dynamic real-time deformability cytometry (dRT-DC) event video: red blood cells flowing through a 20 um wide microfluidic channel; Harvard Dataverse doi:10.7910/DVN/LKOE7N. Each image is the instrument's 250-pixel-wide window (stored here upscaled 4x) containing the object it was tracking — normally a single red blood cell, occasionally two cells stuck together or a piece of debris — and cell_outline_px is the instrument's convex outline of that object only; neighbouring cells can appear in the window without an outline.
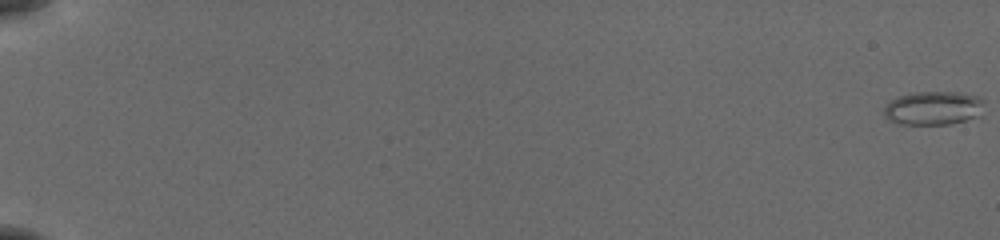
{"species": "common noctule bat (a hibernating species)", "species_latin": "Nyctalus noctula", "temperature_condition": "cold", "stored_images_in_passage": 56, "camera_frame_rate_fps": 3000, "um_per_image_px": 0.085, "animal": {"sex": "female", "body_mass_g": 19.5, "forearm_length_mm": 54.1}, "frame": {"image": 1, "passage_image": 1, "time_ms": 0.0, "image_size_px": [1000, 240], "cell_outline_px": [[984, 100], [980, 116], [948, 124], [900, 124], [884, 116], [884, 108], [892, 100], [900, 96], [916, 92], [956, 92], [976, 96]], "centroid_in_image_um": [79.35, 9.19], "position_along_channel_um": 5.6, "area_um2": 19.36}}
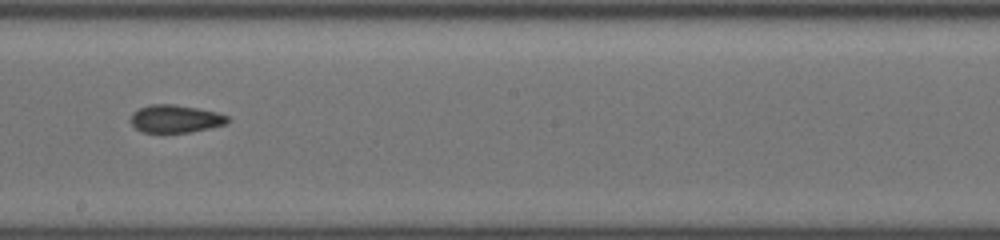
{"frame": {"image": 2, "passage_image": 35, "time_ms": 11.333, "image_size_px": [1000, 240], "cell_outline_px": [[228, 120], [224, 124], [208, 128], [188, 132], [140, 132], [132, 124], [132, 112], [140, 108], [152, 104], [172, 104], [196, 108], [216, 112], [228, 116]], "centroid_in_image_um": [14.88, 10.09], "position_along_channel_um": 233.3, "area_um2": 15.32}}
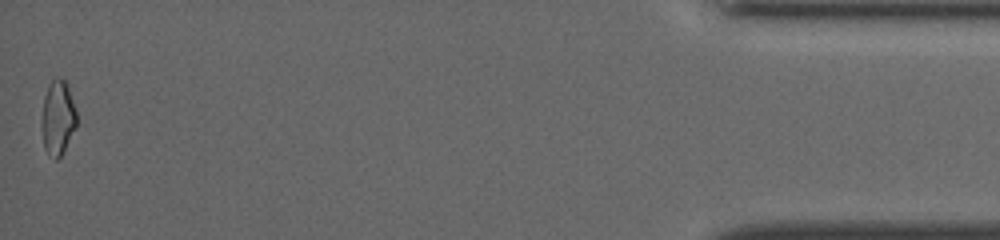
{"frame": {"image": 3, "passage_image": 56, "time_ms": 18.333, "image_size_px": [1000, 240], "cell_outline_px": [[76, 124], [60, 156], [56, 160], [44, 148], [40, 124], [40, 120], [44, 96], [48, 84], [56, 76], [60, 76], [68, 84], [76, 108]], "centroid_in_image_um": [4.88, 9.92], "position_along_channel_um": 430.3, "area_um2": 15.32}, "authors_computed_cell_mechanics": {"area_um2": 16.0106, "velocity_mm_per_s": 3.9242, "shape_relaxation_time_tau1_ms": null, "shape_relaxation_time_tau2_ms": 3.361, "deformation_change_tau1": null, "deformation_change_tau2": 0.1046}}